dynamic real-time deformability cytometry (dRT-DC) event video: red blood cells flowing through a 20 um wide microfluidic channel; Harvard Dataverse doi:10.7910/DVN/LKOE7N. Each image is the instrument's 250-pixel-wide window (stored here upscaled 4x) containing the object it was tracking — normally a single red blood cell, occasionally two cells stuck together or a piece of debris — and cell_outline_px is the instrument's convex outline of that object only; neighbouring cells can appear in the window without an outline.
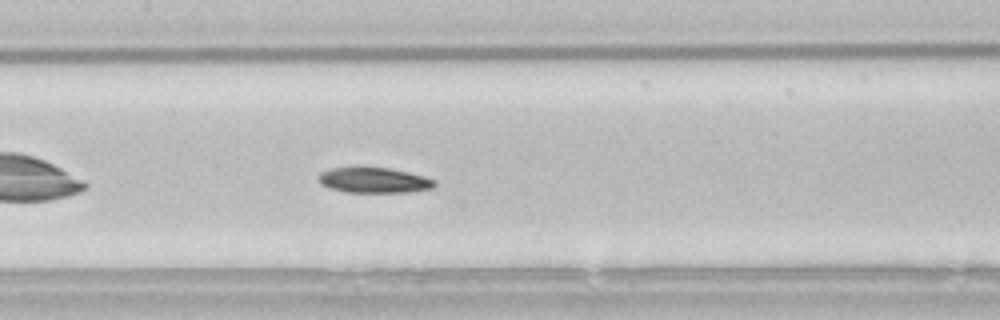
{"species": "common noctule bat (a hibernating species)", "species_latin": "Nyctalus noctula", "temperature_condition": "room temperature", "stored_images_in_passage": 40, "camera_frame_rate_fps": 3000, "um_per_image_px": 0.085, "animal": {"sex": "male", "body_mass_g": 21.5, "forearm_length_mm": 52.0}, "frame": {"image": 1, "passage_image": 12, "time_ms": 3.667, "image_size_px": [1000, 320], "cell_outline_px": [[436, 184], [432, 188], [408, 192], [348, 192], [328, 188], [320, 184], [320, 172], [332, 168], [356, 164], [388, 168], [408, 172], [424, 176], [436, 180]], "centroid_in_image_um": [31.75, 15.28], "position_along_channel_um": 175.7, "area_um2": 17.74}, "authors_computed_cell_mechanics": {"area_um2": 17.7446, "velocity_mm_per_s": 3.8151, "shape_relaxation_time_tau1_ms": 5.6637, "shape_relaxation_time_tau2_ms": null, "deformation_change_tau1": 0.127, "deformation_change_tau2": null}}